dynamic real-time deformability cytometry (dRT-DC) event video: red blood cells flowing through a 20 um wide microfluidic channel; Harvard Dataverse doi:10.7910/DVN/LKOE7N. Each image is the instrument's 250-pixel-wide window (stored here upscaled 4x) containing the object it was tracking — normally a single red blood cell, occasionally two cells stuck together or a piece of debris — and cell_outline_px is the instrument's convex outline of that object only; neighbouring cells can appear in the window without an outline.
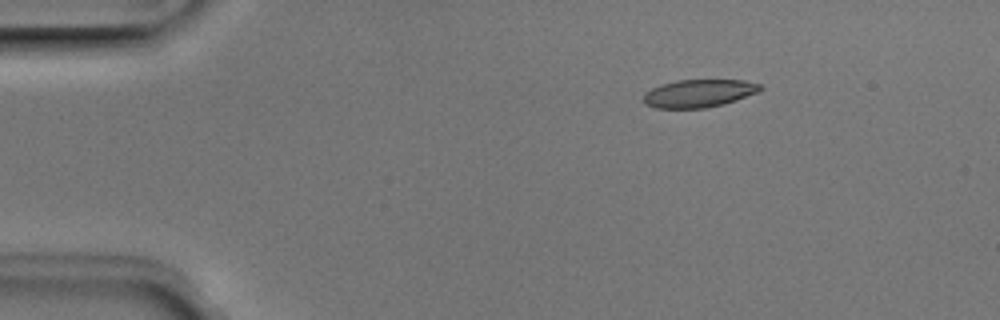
{"species": "Egyptian fruit bat (a non-hibernating species)", "species_latin": "Rousettus aegyptiacus", "temperature_condition": "room temperature", "stored_images_in_passage": 4, "camera_frame_rate_fps": 3000, "um_per_image_px": 0.085, "animal": {"sex": "male"}, "frame": {"image": 1, "passage_image": 2, "time_ms": 0.333, "image_size_px": [1000, 320], "cell_outline_px": [[764, 88], [756, 92], [736, 100], [724, 104], [704, 108], [656, 108], [644, 104], [644, 92], [660, 84], [676, 80], [744, 80], [760, 84]], "centroid_in_image_um": [59.37, 7.93], "position_along_channel_um": 25.6, "area_um2": 18.96}}